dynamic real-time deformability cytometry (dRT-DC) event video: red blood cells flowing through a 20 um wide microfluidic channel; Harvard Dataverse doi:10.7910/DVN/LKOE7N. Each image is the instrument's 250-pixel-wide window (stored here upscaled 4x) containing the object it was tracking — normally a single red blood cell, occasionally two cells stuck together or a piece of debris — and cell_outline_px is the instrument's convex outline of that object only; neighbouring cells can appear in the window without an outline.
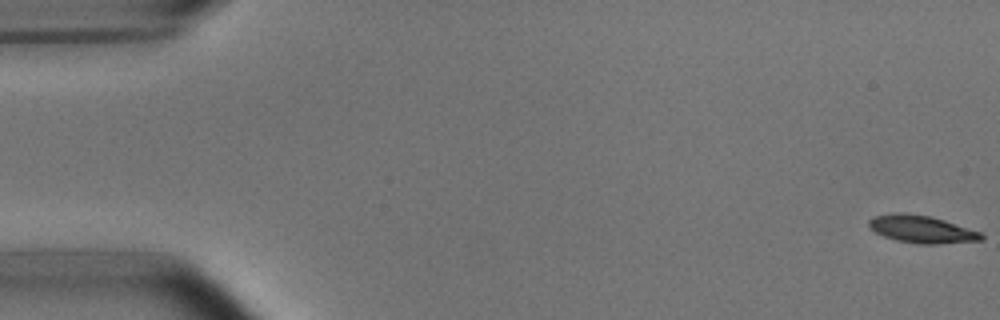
{"species": "common noctule bat (a hibernating species)", "species_latin": "Nyctalus noctula", "temperature_condition": "room temperature", "stored_images_in_passage": 6, "camera_frame_rate_fps": 3000, "um_per_image_px": 0.085, "animal": {"sex": "male", "body_mass_g": 15.6}, "frame": {"image": 1, "passage_image": 1, "time_ms": 0.0, "image_size_px": [1000, 320], "cell_outline_px": [[984, 240], [936, 244], [916, 244], [896, 240], [884, 236], [868, 228], [868, 220], [872, 216], [892, 212], [904, 212], [932, 216], [980, 232], [984, 236]], "centroid_in_image_um": [78.29, 19.47], "position_along_channel_um": 6.7, "area_um2": 18.26}}